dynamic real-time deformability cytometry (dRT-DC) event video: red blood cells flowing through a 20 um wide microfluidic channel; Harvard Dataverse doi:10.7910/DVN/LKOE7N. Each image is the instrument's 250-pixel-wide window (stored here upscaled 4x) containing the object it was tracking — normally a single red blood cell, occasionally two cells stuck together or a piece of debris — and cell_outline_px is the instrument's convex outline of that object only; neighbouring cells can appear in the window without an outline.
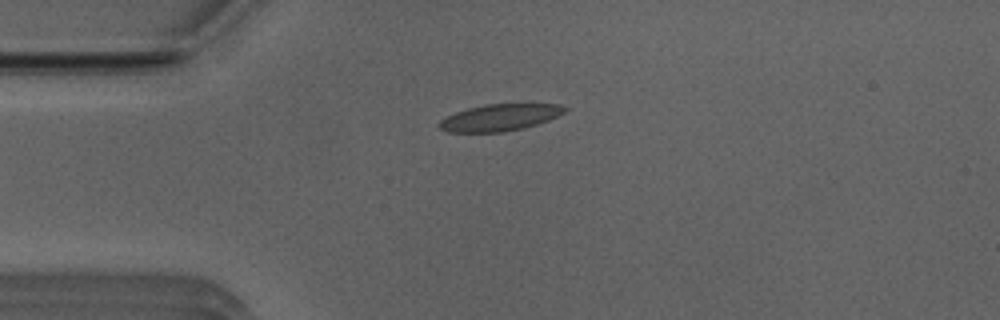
{"species": "Egyptian fruit bat (a non-hibernating species)", "species_latin": "Rousettus aegyptiacus", "temperature_condition": "room temperature", "stored_images_in_passage": 40, "camera_frame_rate_fps": 3000, "um_per_image_px": 0.085, "animal": {"sex": "male"}, "frame": {"image": 1, "passage_image": 1, "time_ms": 0.0, "image_size_px": [1000, 320], "cell_outline_px": [[568, 108], [564, 112], [548, 120], [524, 128], [504, 132], [448, 132], [440, 128], [436, 124], [440, 120], [456, 112], [468, 108], [484, 104], [560, 104]], "centroid_in_image_um": [42.46, 9.99], "position_along_channel_um": 42.5, "area_um2": 19.48}}
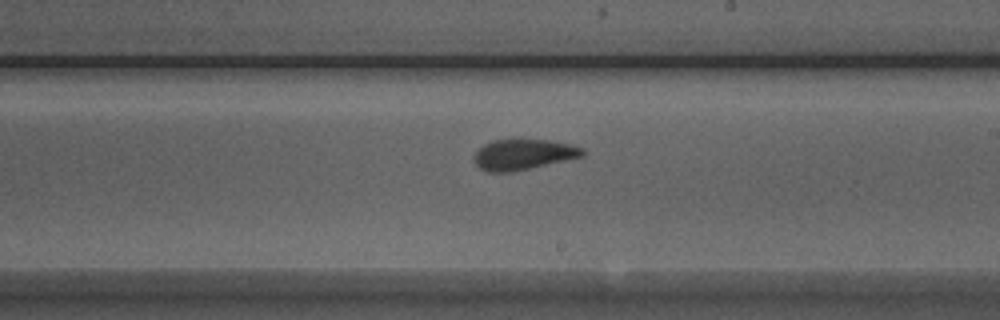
{"frame": {"image": 2, "passage_image": 18, "time_ms": 5.667, "image_size_px": [1000, 320], "cell_outline_px": [[584, 156], [512, 172], [488, 172], [480, 168], [476, 164], [472, 156], [484, 144], [496, 140], [516, 136], [548, 140], [568, 144], [584, 148]], "centroid_in_image_um": [44.46, 13.09], "position_along_channel_um": 244.5, "area_um2": 19.83}}
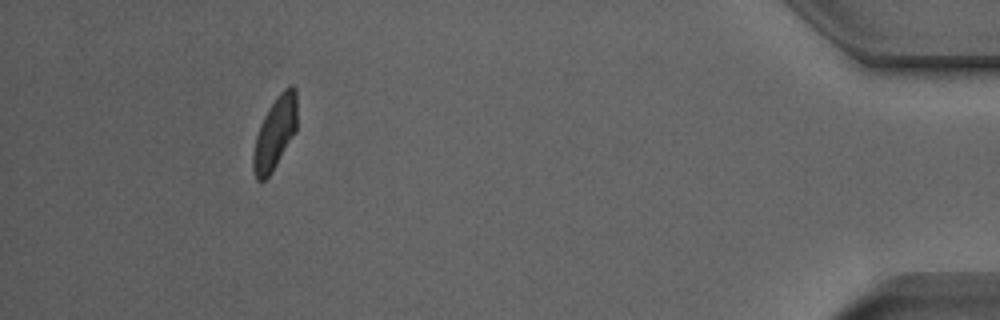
{"frame": {"image": 3, "passage_image": 36, "time_ms": 11.667, "image_size_px": [1000, 320], "cell_outline_px": [[296, 132], [272, 172], [264, 180], [256, 180], [252, 168], [252, 152], [256, 136], [260, 124], [268, 108], [280, 92], [288, 84], [292, 84], [296, 88]], "centroid_in_image_um": [23.36, 11.3], "position_along_channel_um": 411.8, "area_um2": 18.67}, "authors_computed_cell_mechanics": {"area_um2": 19.4786, "velocity_mm_per_s": 3.9163, "shape_relaxation_time_tau1_ms": 7.3119, "shape_relaxation_time_tau2_ms": 1.4657, "deformation_change_tau1": 0.173, "deformation_change_tau2": 0.0823}}